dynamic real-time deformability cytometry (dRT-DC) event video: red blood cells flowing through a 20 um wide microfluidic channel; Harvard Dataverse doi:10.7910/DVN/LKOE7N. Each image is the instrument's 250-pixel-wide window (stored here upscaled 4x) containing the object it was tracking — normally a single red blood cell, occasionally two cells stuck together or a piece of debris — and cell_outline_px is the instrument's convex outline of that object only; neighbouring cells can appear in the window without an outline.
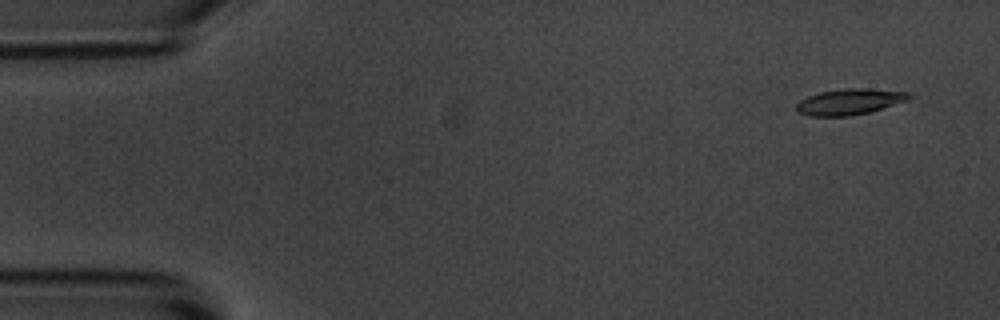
{"species": "common noctule bat (a hibernating species)", "species_latin": "Nyctalus noctula", "temperature_condition": "room temperature", "stored_images_in_passage": 6, "camera_frame_rate_fps": 3000, "um_per_image_px": 0.085, "animal": {"sex": "male", "body_mass_g": 20.1, "forearm_length_mm": 53.5}, "frame": {"image": 1, "passage_image": 2, "time_ms": 1.0, "image_size_px": [1000, 320], "cell_outline_px": [[916, 96], [908, 100], [868, 112], [848, 116], [808, 116], [796, 112], [796, 104], [800, 100], [808, 96], [820, 92], [844, 88], [868, 88], [912, 92]], "centroid_in_image_um": [72.24, 8.63], "position_along_channel_um": 12.8, "area_um2": 17.22}}
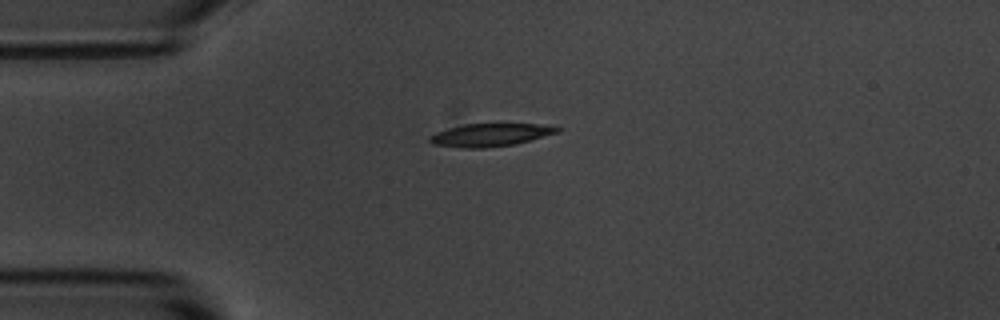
{"frame": {"image": 2, "passage_image": 5, "time_ms": 4.333, "image_size_px": [1000, 320], "cell_outline_px": [[564, 128], [560, 132], [516, 144], [484, 148], [460, 148], [432, 144], [428, 140], [428, 136], [436, 132], [448, 128], [464, 124], [556, 124]], "centroid_in_image_um": [41.75, 11.46], "position_along_channel_um": 43.3, "area_um2": 17.4}}